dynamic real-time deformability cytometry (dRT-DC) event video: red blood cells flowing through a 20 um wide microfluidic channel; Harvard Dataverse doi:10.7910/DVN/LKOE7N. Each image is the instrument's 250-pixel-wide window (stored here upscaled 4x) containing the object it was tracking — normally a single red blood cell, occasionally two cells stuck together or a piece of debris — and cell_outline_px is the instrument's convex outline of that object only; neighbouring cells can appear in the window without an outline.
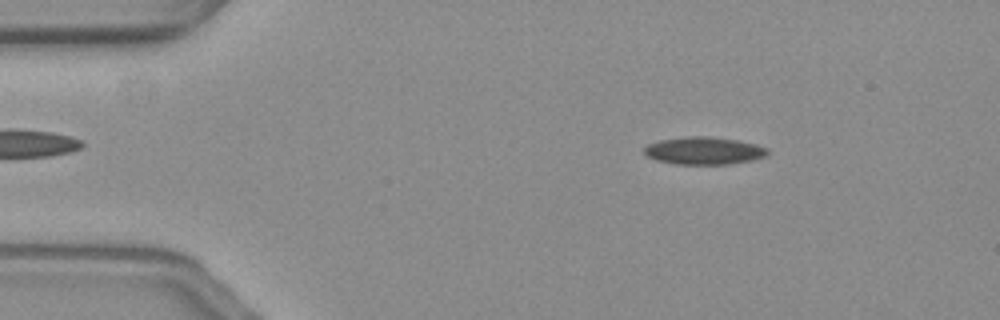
{"species": "common noctule bat (a hibernating species)", "species_latin": "Nyctalus noctula", "temperature_condition": "warm", "stored_images_in_passage": 57, "camera_frame_rate_fps": 3000, "um_per_image_px": 0.085, "animal": {"sex": "female", "body_mass_g": 19.3, "forearm_length_mm": 54.1}, "frame": {"image": 1, "passage_image": 8, "time_ms": 2.333, "image_size_px": [1000, 320], "cell_outline_px": [[768, 152], [764, 156], [748, 160], [728, 164], [676, 164], [656, 160], [648, 156], [644, 152], [644, 148], [648, 144], [660, 140], [688, 136], [708, 136], [736, 140], [756, 144], [768, 148]], "centroid_in_image_um": [59.8, 12.8], "position_along_channel_um": 25.2, "area_um2": 19.54}}
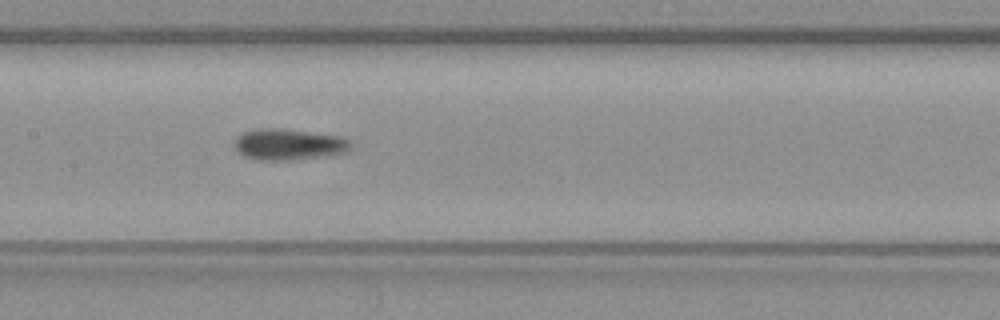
{"frame": {"image": 2, "passage_image": 27, "time_ms": 8.667, "image_size_px": [1000, 320], "cell_outline_px": [[352, 144], [344, 152], [320, 156], [292, 160], [256, 160], [244, 156], [236, 152], [236, 136], [244, 132], [260, 128], [280, 128], [340, 136], [348, 140]], "centroid_in_image_um": [24.48, 12.27], "position_along_channel_um": 182.9, "area_um2": 20.87}}
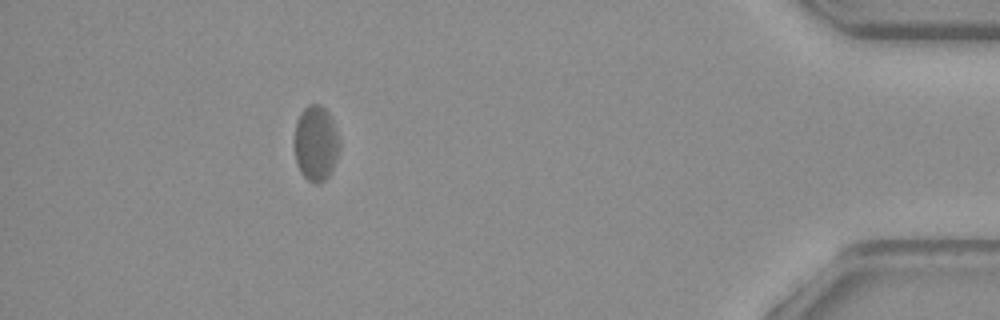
{"frame": {"image": 3, "passage_image": 51, "time_ms": 16.667, "image_size_px": [1000, 320], "cell_outline_px": [[336, 156], [332, 168], [328, 176], [320, 184], [316, 184], [308, 180], [300, 172], [296, 164], [296, 124], [300, 112], [308, 104], [320, 104], [328, 112], [332, 120], [336, 136]], "centroid_in_image_um": [26.8, 12.18], "position_along_channel_um": 408.4, "area_um2": 18.96}, "authors_computed_cell_mechanics": {"area_um2": 19.8254, "velocity_mm_per_s": 3.553, "shape_relaxation_time_tau1_ms": 7.9602, "shape_relaxation_time_tau2_ms": 4.6078, "deformation_change_tau1": 0.1191, "deformation_change_tau2": 0.0886}}